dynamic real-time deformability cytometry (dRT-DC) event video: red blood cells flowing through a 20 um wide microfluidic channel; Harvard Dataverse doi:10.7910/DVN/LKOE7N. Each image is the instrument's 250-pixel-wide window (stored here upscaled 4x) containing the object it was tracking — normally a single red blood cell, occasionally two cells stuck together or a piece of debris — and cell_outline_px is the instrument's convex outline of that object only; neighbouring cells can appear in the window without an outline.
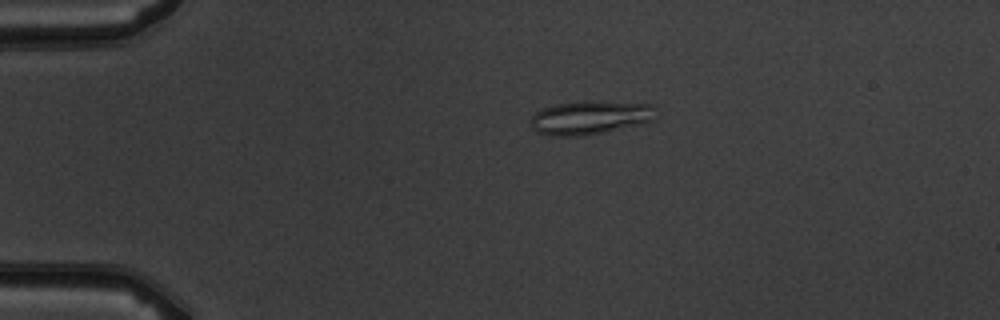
{"species": "common noctule bat (a hibernating species)", "species_latin": "Nyctalus noctula", "temperature_condition": "warm", "stored_images_in_passage": 6, "camera_frame_rate_fps": 3000, "um_per_image_px": 0.085, "animal": {"sex": "male", "body_mass_g": 19.5, "forearm_length_mm": 54.6}, "frame": {"image": 1, "passage_image": 3, "time_ms": 2.333, "image_size_px": [1000, 320], "cell_outline_px": [[652, 120], [636, 124], [584, 136], [548, 136], [536, 132], [532, 128], [532, 116], [536, 112], [552, 104], [584, 100], [592, 100], [652, 104]], "centroid_in_image_um": [50.05, 9.98], "position_along_channel_um": 35.0, "area_um2": 24.33}}
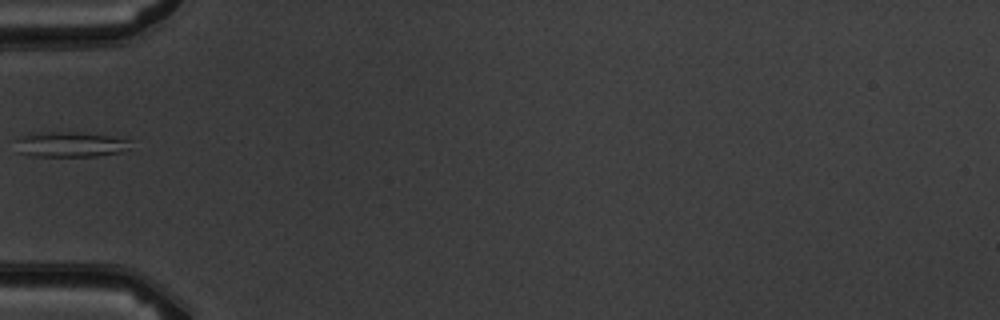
{"frame": {"image": 2, "passage_image": 5, "time_ms": 4.667, "image_size_px": [1000, 320], "cell_outline_px": [[132, 140], [128, 148], [120, 152], [96, 156], [28, 156], [16, 152], [16, 140], [20, 136], [28, 132], [76, 132], [108, 136]], "centroid_in_image_um": [5.87, 12.27], "position_along_channel_um": 79.1, "area_um2": 17.11}}
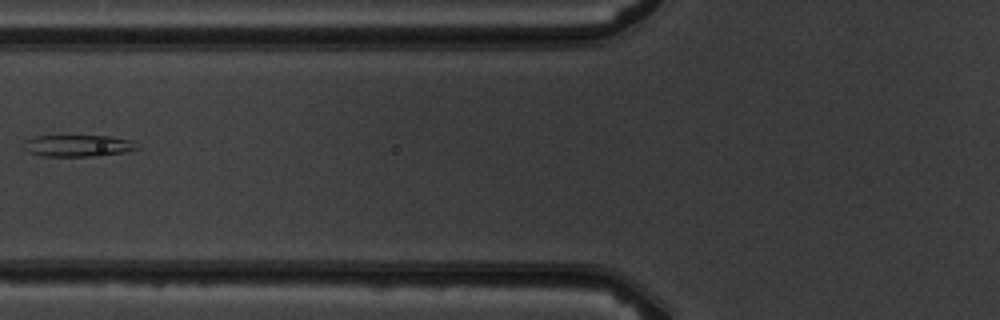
{"frame": {"image": 3, "passage_image": 6, "time_ms": 5.667, "image_size_px": [1000, 320], "cell_outline_px": [[140, 148], [124, 152], [100, 156], [40, 156], [28, 152], [24, 148], [24, 140], [32, 136], [108, 136], [132, 140]], "centroid_in_image_um": [6.6, 12.39], "position_along_channel_um": 119.2, "area_um2": 14.45}}